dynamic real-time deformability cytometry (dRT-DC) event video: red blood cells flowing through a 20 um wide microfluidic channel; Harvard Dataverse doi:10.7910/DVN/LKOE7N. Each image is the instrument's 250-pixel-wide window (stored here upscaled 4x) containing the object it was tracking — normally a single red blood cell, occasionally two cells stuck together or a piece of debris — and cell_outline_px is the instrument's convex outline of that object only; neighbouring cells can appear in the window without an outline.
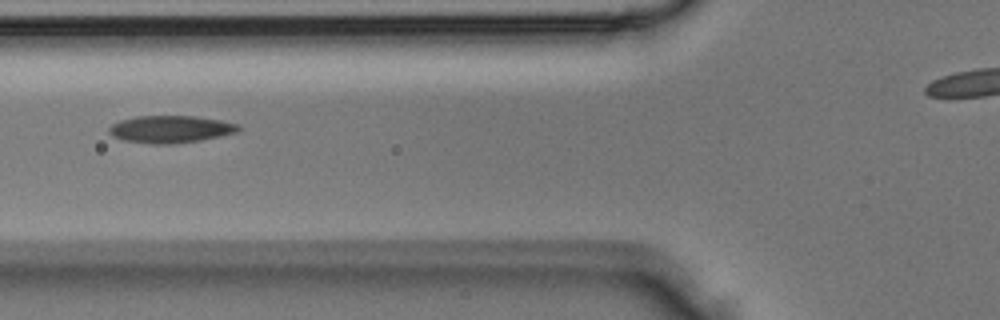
{"species": "Egyptian fruit bat (a non-hibernating species)", "species_latin": "Rousettus aegyptiacus", "temperature_condition": "room temperature", "stored_images_in_passage": 3, "camera_frame_rate_fps": 3000, "um_per_image_px": 0.085, "animal": {"sex": "male"}, "frame": {"image": 1, "passage_image": 3, "time_ms": 0.667, "image_size_px": [1000, 320], "cell_outline_px": [[240, 128], [236, 132], [220, 136], [200, 140], [172, 144], [152, 144], [124, 140], [108, 132], [108, 128], [112, 124], [120, 120], [136, 116], [192, 116], [220, 120], [240, 124]], "centroid_in_image_um": [14.49, 10.98], "position_along_channel_um": 111.3, "area_um2": 20.4}}